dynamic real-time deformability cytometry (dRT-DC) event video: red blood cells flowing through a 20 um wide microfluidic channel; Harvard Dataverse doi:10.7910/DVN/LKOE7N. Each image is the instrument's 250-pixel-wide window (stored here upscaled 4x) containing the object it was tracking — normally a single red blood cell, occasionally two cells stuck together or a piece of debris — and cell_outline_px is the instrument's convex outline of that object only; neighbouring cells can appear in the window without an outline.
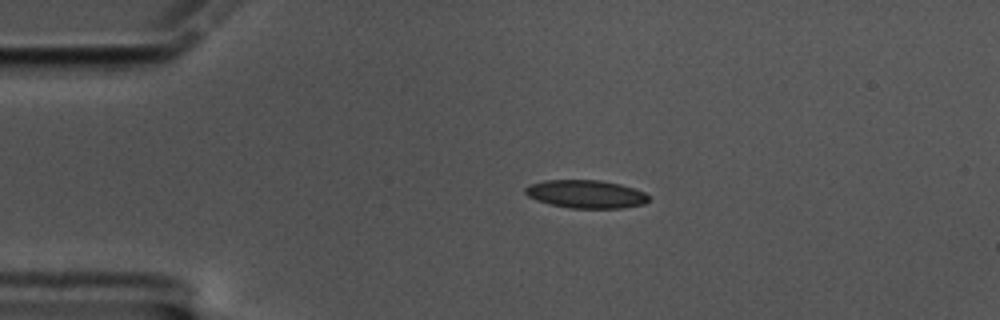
{"species": "common noctule bat (a hibernating species)", "species_latin": "Nyctalus noctula", "temperature_condition": "cold", "stored_images_in_passage": 49, "camera_frame_rate_fps": 3000, "um_per_image_px": 0.085, "animal": {"sex": "male", "body_mass_g": 17.5, "forearm_length_mm": 52.3}, "frame": {"image": 1, "passage_image": 1, "time_ms": 0.0, "image_size_px": [1000, 320], "cell_outline_px": [[648, 200], [644, 204], [624, 208], [568, 208], [536, 200], [528, 196], [524, 192], [524, 188], [532, 184], [544, 180], [600, 180], [620, 184], [644, 192], [648, 196]], "centroid_in_image_um": [49.8, 16.5], "position_along_channel_um": 35.2, "area_um2": 20.11}}
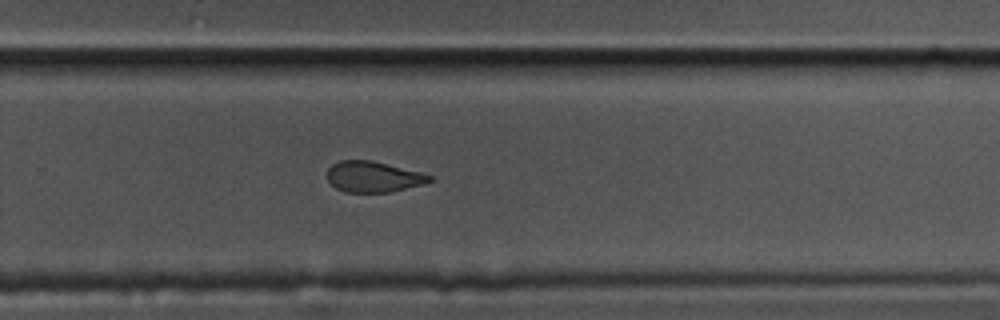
{"frame": {"image": 2, "passage_image": 28, "time_ms": 9.0, "image_size_px": [1000, 320], "cell_outline_px": [[436, 180], [388, 192], [344, 192], [336, 188], [328, 180], [328, 168], [332, 164], [340, 160], [372, 160], [420, 172], [432, 176]], "centroid_in_image_um": [31.71, 15.01], "position_along_channel_um": 298.1, "area_um2": 18.21}}
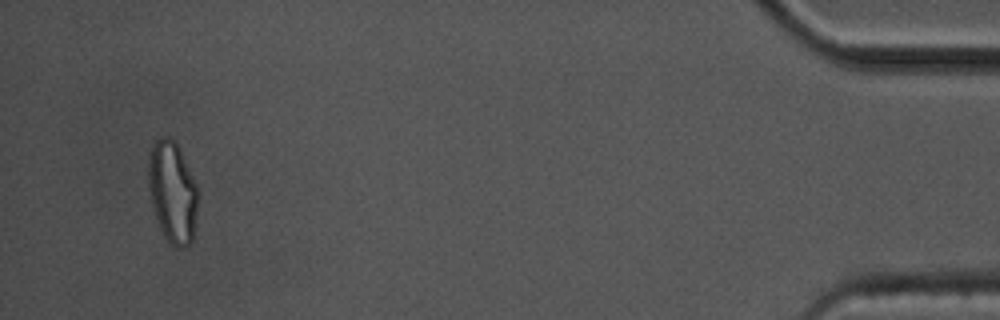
{"frame": {"image": 3, "passage_image": 46, "time_ms": 15.0, "image_size_px": [1000, 320], "cell_outline_px": [[196, 208], [192, 244], [184, 248], [176, 248], [164, 236], [156, 220], [152, 204], [148, 184], [148, 156], [152, 140], [160, 136], [168, 136], [176, 140], [180, 148], [196, 184]], "centroid_in_image_um": [14.62, 16.26], "position_along_channel_um": 420.6, "area_um2": 29.54}, "authors_computed_cell_mechanics": {"area_um2": 20.3456, "velocity_mm_per_s": 3.3307, "shape_relaxation_time_tau1_ms": 8.6827, "shape_relaxation_time_tau2_ms": 2.6558, "deformation_change_tau1": 0.1701, "deformation_change_tau2": 0.0955}}